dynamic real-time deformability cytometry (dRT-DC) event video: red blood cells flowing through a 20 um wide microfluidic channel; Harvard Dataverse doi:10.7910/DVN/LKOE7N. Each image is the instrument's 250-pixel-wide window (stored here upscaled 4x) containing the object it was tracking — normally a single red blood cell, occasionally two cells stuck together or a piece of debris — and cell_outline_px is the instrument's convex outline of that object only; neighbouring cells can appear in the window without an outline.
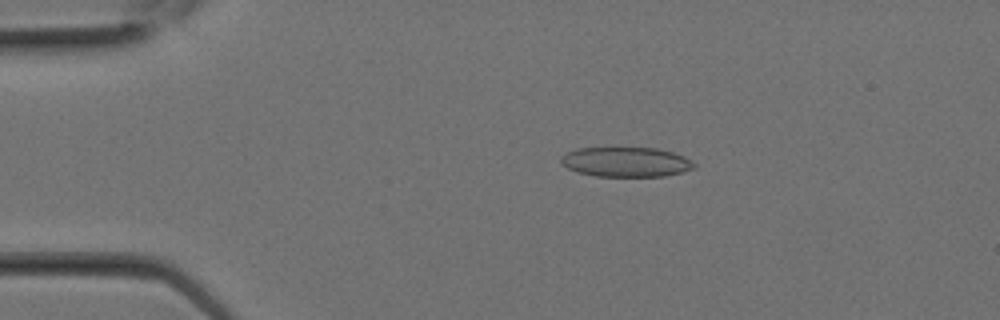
{"species": "Egyptian fruit bat (a non-hibernating species)", "species_latin": "Rousettus aegyptiacus", "temperature_condition": "room temperature", "stored_images_in_passage": 4, "camera_frame_rate_fps": 3000, "um_per_image_px": 0.085, "animal": {"sex": "female"}, "frame": {"image": 1, "passage_image": 1, "time_ms": 0.0, "image_size_px": [1000, 320], "cell_outline_px": [[696, 168], [664, 176], [596, 176], [576, 172], [560, 164], [560, 156], [576, 148], [656, 148], [672, 152], [684, 156], [696, 164]], "centroid_in_image_um": [53.18, 13.77], "position_along_channel_um": 31.8, "area_um2": 23.12}}